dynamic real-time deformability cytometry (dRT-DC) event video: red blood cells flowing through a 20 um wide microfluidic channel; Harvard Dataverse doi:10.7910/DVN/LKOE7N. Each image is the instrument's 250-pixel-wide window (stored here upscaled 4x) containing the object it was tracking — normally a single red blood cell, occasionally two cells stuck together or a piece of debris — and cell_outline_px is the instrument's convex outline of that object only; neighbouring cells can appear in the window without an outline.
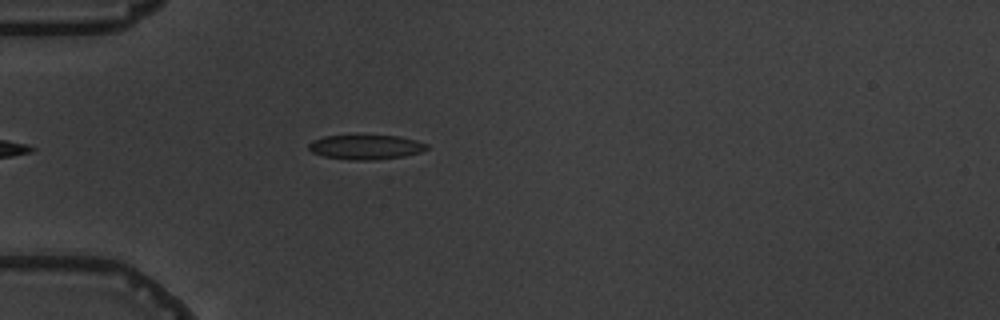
{"species": "common noctule bat (a hibernating species)", "species_latin": "Nyctalus noctula", "temperature_condition": "warm", "stored_images_in_passage": 5, "camera_frame_rate_fps": 3000, "um_per_image_px": 0.085, "animal": {"sex": "male", "body_mass_g": 19.5, "forearm_length_mm": 54.6}, "frame": {"image": 1, "passage_image": 5, "time_ms": 4.667, "image_size_px": [1000, 320], "cell_outline_px": [[428, 148], [420, 152], [404, 156], [372, 160], [348, 160], [324, 156], [312, 152], [308, 148], [308, 144], [312, 140], [324, 136], [400, 136], [416, 140], [428, 144]], "centroid_in_image_um": [31.08, 12.5], "position_along_channel_um": 53.9, "area_um2": 16.82}}